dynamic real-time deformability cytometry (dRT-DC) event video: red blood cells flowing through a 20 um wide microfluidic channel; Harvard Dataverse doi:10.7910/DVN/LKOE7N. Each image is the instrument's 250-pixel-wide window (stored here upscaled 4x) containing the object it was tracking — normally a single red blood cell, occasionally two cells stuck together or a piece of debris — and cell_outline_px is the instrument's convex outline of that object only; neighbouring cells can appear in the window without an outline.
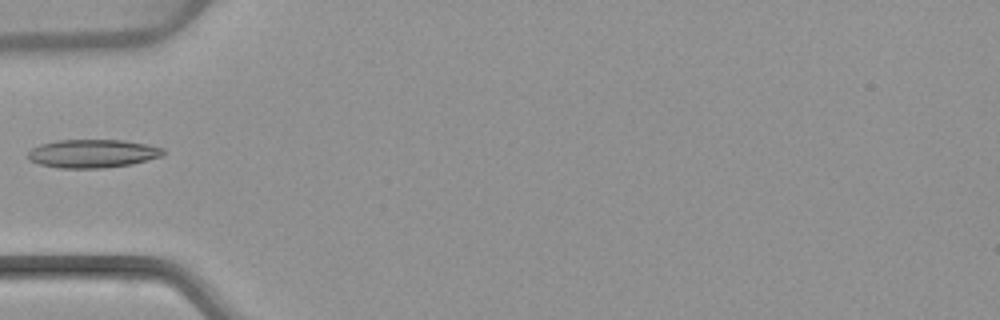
{"species": "common noctule bat (a hibernating species)", "species_latin": "Nyctalus noctula", "temperature_condition": "warm", "stored_images_in_passage": 35, "camera_frame_rate_fps": 3000, "um_per_image_px": 0.085, "animal": {"sex": "female", "body_mass_g": 22.7, "forearm_length_mm": 54.2}, "frame": {"image": 1, "passage_image": 1, "time_ms": 0.0, "image_size_px": [1000, 320], "cell_outline_px": [[164, 156], [132, 164], [104, 168], [56, 168], [40, 164], [28, 160], [28, 152], [32, 148], [40, 144], [56, 140], [124, 140], [164, 148]], "centroid_in_image_um": [7.86, 13.06], "position_along_channel_um": 77.1, "area_um2": 22.48}}
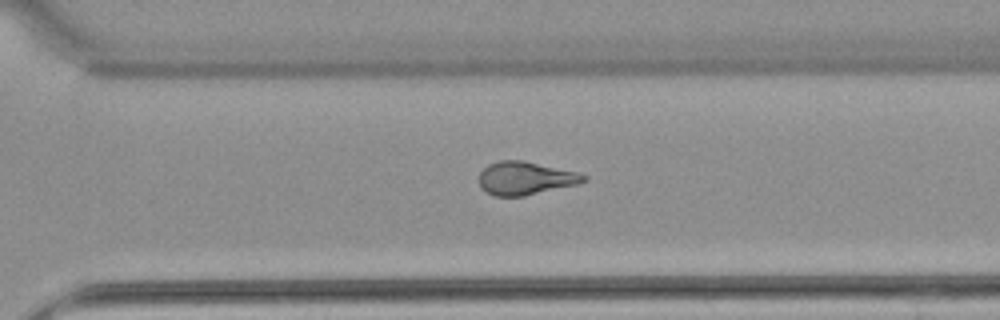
{"frame": {"image": 2, "passage_image": 20, "time_ms": 6.333, "image_size_px": [1000, 320], "cell_outline_px": [[588, 180], [580, 184], [524, 196], [492, 196], [484, 192], [480, 188], [480, 172], [488, 164], [500, 160], [524, 160], [576, 172], [588, 176]], "centroid_in_image_um": [44.66, 15.16], "position_along_channel_um": 325.9, "area_um2": 20.46}}
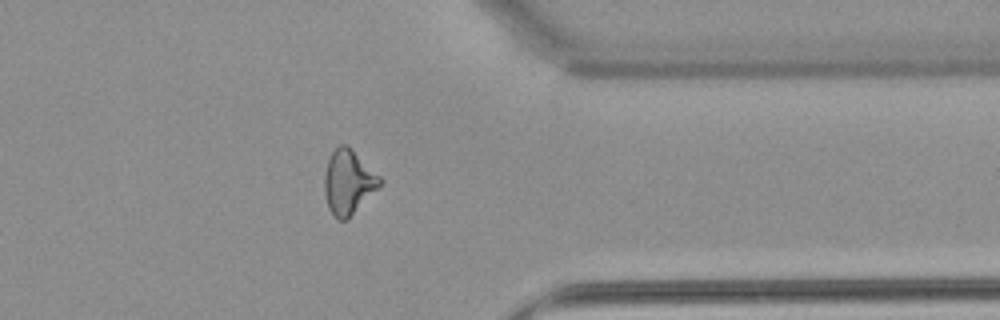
{"frame": {"image": 3, "passage_image": 25, "time_ms": 8.0, "image_size_px": [1000, 320], "cell_outline_px": [[384, 180], [348, 220], [340, 220], [328, 208], [324, 192], [324, 172], [328, 160], [332, 152], [340, 144], [348, 144]], "centroid_in_image_um": [29.6, 15.45], "position_along_channel_um": 381.8, "area_um2": 20.75}}